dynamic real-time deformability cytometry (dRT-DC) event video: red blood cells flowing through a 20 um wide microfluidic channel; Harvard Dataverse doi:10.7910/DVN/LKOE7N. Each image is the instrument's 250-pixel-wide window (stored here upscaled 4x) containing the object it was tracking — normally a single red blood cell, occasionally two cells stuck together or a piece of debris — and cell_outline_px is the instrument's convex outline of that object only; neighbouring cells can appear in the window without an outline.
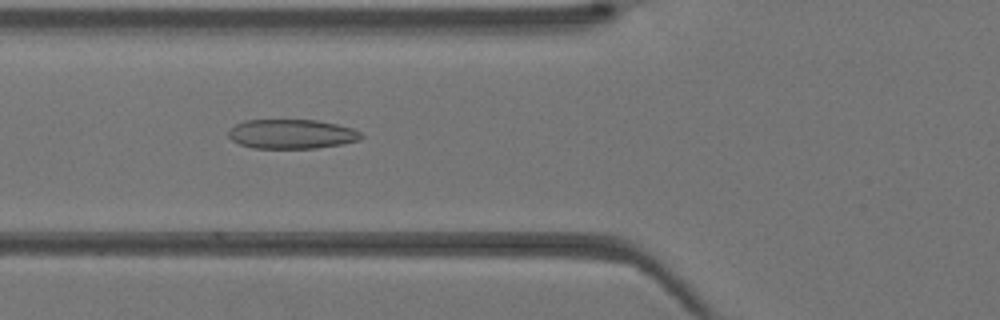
{"species": "Egyptian fruit bat (a non-hibernating species)", "species_latin": "Rousettus aegyptiacus", "temperature_condition": "warm", "stored_images_in_passage": 30, "camera_frame_rate_fps": 3000, "um_per_image_px": 0.085, "animal": {"sex": "female"}, "frame": {"image": 1, "passage_image": 4, "time_ms": 1.0, "image_size_px": [1000, 320], "cell_outline_px": [[364, 136], [360, 140], [340, 144], [316, 148], [252, 148], [240, 144], [232, 140], [228, 136], [228, 132], [236, 124], [244, 120], [316, 120], [336, 124], [352, 128], [360, 132]], "centroid_in_image_um": [24.79, 11.39], "position_along_channel_um": 101.0, "area_um2": 22.66}}
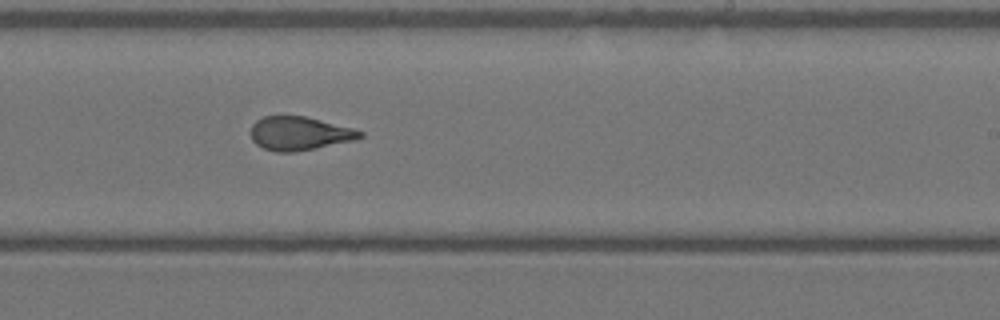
{"frame": {"image": 2, "passage_image": 14, "time_ms": 4.333, "image_size_px": [1000, 320], "cell_outline_px": [[364, 136], [352, 140], [292, 152], [276, 152], [264, 148], [256, 144], [252, 140], [252, 124], [256, 120], [264, 116], [304, 116], [352, 128], [364, 132]], "centroid_in_image_um": [25.42, 11.33], "position_along_channel_um": 263.6, "area_um2": 20.92}}
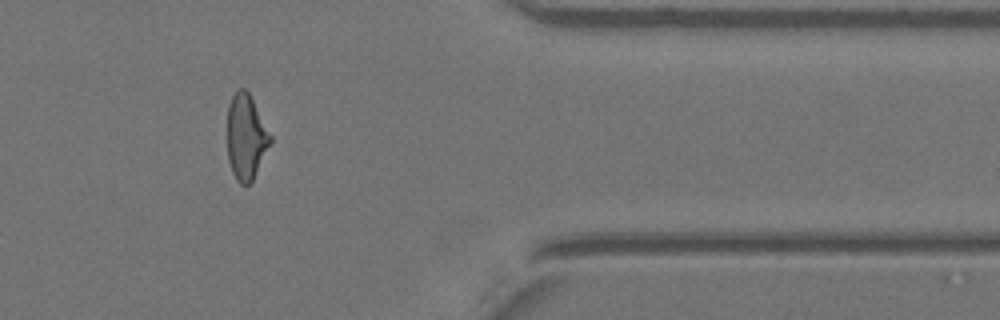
{"frame": {"image": 3, "passage_image": 23, "time_ms": 7.333, "image_size_px": [1000, 320], "cell_outline_px": [[272, 140], [252, 180], [248, 184], [240, 184], [236, 180], [232, 172], [228, 160], [228, 104], [232, 96], [240, 88], [244, 88], [248, 92], [272, 136]], "centroid_in_image_um": [20.9, 11.64], "position_along_channel_um": 390.5, "area_um2": 21.04}}